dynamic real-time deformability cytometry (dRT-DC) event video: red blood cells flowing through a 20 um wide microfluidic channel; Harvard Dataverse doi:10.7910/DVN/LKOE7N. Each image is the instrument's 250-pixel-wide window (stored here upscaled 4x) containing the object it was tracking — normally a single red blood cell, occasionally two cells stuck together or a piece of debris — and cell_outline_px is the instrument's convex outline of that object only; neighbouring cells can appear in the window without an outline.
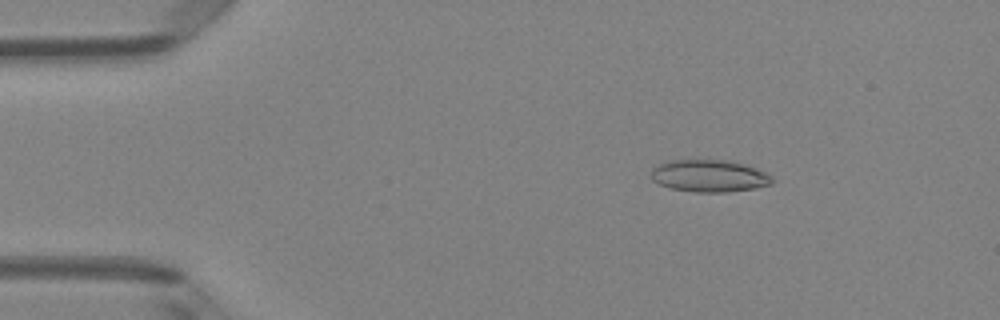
{"species": "Egyptian fruit bat (a non-hibernating species)", "species_latin": "Rousettus aegyptiacus", "temperature_condition": "room temperature", "stored_images_in_passage": 50, "camera_frame_rate_fps": 3000, "um_per_image_px": 0.085, "animal": {"sex": "female"}, "frame": {"image": 1, "passage_image": 8, "time_ms": 2.333, "image_size_px": [1000, 320], "cell_outline_px": [[776, 180], [772, 184], [756, 188], [728, 192], [696, 192], [672, 188], [660, 184], [652, 180], [652, 168], [668, 160], [728, 160], [744, 164], [764, 172], [772, 176]], "centroid_in_image_um": [60.32, 14.95], "position_along_channel_um": 24.7, "area_um2": 22.66}}
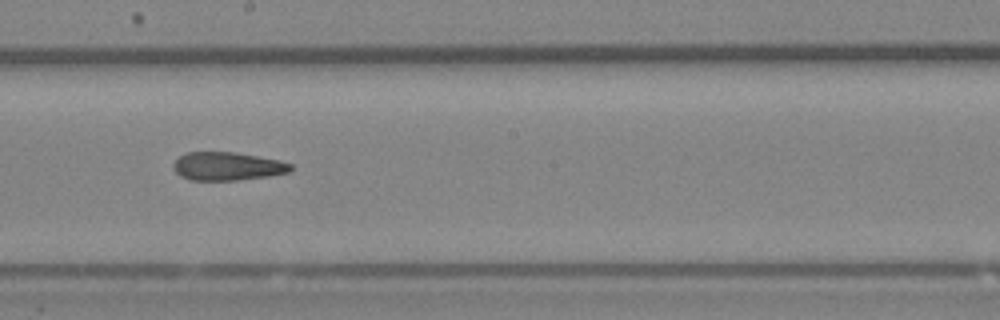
{"frame": {"image": 2, "passage_image": 28, "time_ms": 9.0, "image_size_px": [1000, 320], "cell_outline_px": [[292, 168], [288, 172], [268, 176], [236, 180], [188, 180], [180, 176], [172, 168], [172, 164], [180, 156], [188, 152], [236, 152], [280, 160], [292, 164]], "centroid_in_image_um": [19.3, 14.13], "position_along_channel_um": 228.9, "area_um2": 19.36}}
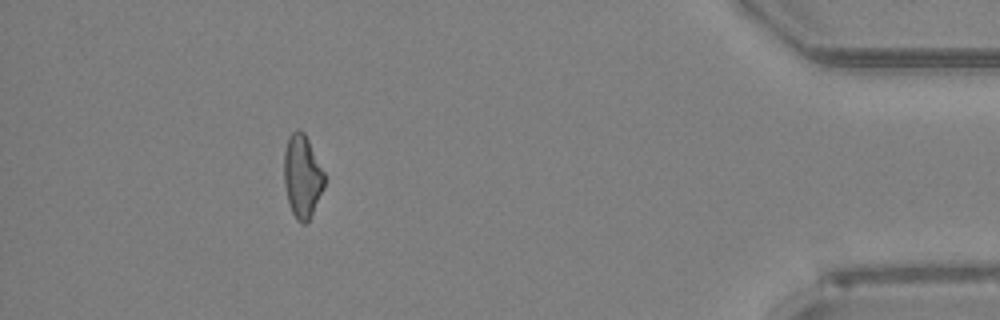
{"frame": {"image": 3, "passage_image": 45, "time_ms": 14.667, "image_size_px": [1000, 320], "cell_outline_px": [[324, 188], [308, 220], [304, 224], [300, 224], [296, 220], [292, 212], [288, 200], [284, 184], [284, 152], [288, 136], [296, 128], [300, 128], [304, 132], [324, 172]], "centroid_in_image_um": [25.67, 14.95], "position_along_channel_um": 409.5, "area_um2": 19.42}, "authors_computed_cell_mechanics": {"area_um2": 20.3456, "velocity_mm_per_s": 4.1394, "shape_relaxation_time_tau1_ms": null, "shape_relaxation_time_tau2_ms": 9.5199, "deformation_change_tau1": null, "deformation_change_tau2": 0.2291}}